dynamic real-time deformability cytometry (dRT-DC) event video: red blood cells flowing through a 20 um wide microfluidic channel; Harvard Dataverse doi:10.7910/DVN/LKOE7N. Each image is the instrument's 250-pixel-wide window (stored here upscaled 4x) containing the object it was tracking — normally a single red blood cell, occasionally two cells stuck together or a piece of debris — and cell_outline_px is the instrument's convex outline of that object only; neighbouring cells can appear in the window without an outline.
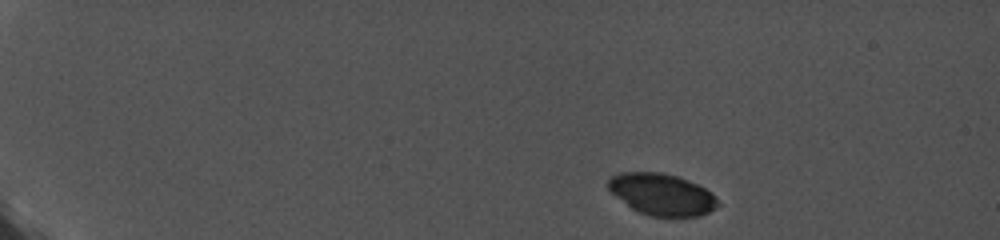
{"species": "common noctule bat (a hibernating species)", "species_latin": "Nyctalus noctula", "temperature_condition": "cold", "stored_images_in_passage": 4, "camera_frame_rate_fps": 5000, "um_per_image_px": 0.085, "animal": {"sex": "female", "body_mass_g": 19.0, "forearm_length_mm": 56.7}, "frame": {"image": 1, "passage_image": 1, "time_ms": 0.0, "image_size_px": [1000, 240], "cell_outline_px": [[720, 204], [716, 208], [700, 216], [652, 216], [640, 212], [632, 208], [616, 196], [608, 188], [608, 180], [612, 176], [620, 172], [660, 172], [676, 176], [696, 184], [704, 188], [716, 196]], "centroid_in_image_um": [56.27, 16.52], "position_along_channel_um": 28.7, "area_um2": 26.3}}
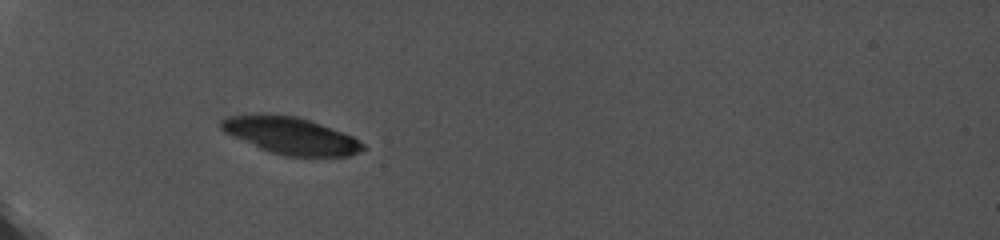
{"frame": {"image": 2, "passage_image": 4, "time_ms": 0.6, "image_size_px": [1000, 240], "cell_outline_px": [[364, 148], [360, 152], [348, 156], [284, 156], [268, 152], [232, 136], [224, 132], [220, 128], [220, 120], [232, 116], [296, 116], [308, 120], [352, 136], [364, 144]], "centroid_in_image_um": [24.73, 11.57], "position_along_channel_um": 60.3, "area_um2": 29.65}}